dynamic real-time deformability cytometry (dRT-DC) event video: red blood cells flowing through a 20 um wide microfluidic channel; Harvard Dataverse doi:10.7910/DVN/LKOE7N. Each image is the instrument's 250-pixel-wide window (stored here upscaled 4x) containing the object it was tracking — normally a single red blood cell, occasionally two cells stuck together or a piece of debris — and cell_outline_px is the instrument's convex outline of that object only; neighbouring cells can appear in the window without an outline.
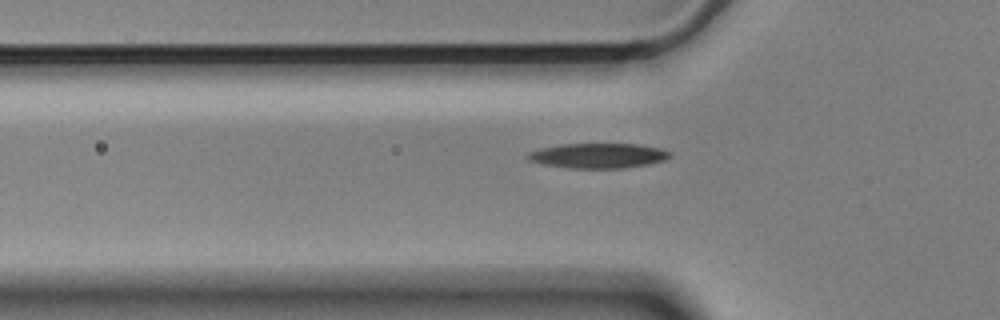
{"species": "Egyptian fruit bat (a non-hibernating species)", "species_latin": "Rousettus aegyptiacus", "temperature_condition": "cold", "stored_images_in_passage": 42, "camera_frame_rate_fps": 3000, "um_per_image_px": 0.085, "animal": {"sex": "male"}, "frame": {"image": 1, "passage_image": 10, "time_ms": 3.0, "image_size_px": [1000, 320], "cell_outline_px": [[672, 156], [664, 160], [652, 164], [624, 168], [568, 168], [544, 164], [528, 160], [524, 156], [528, 152], [540, 148], [560, 144], [640, 144], [660, 148], [672, 152]], "centroid_in_image_um": [50.86, 13.23], "position_along_channel_um": 74.9, "area_um2": 20.92}}
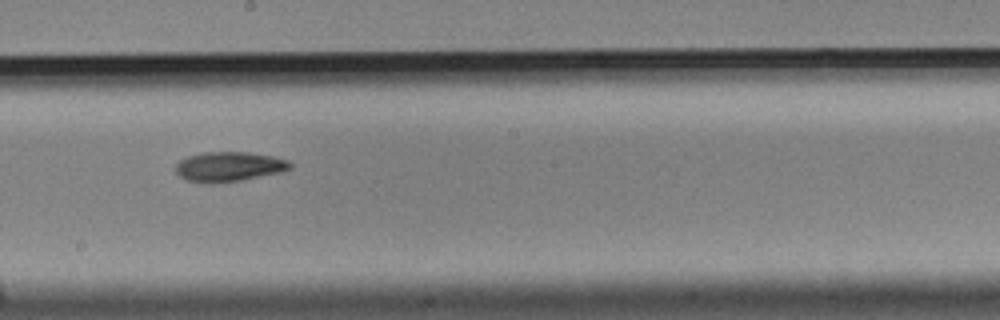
{"frame": {"image": 2, "passage_image": 23, "time_ms": 7.333, "image_size_px": [1000, 320], "cell_outline_px": [[292, 168], [280, 172], [240, 180], [212, 184], [208, 184], [184, 180], [176, 172], [176, 164], [180, 160], [188, 156], [204, 152], [248, 152], [272, 156], [288, 160], [292, 164]], "centroid_in_image_um": [19.44, 14.17], "position_along_channel_um": 228.8, "area_um2": 19.88}}
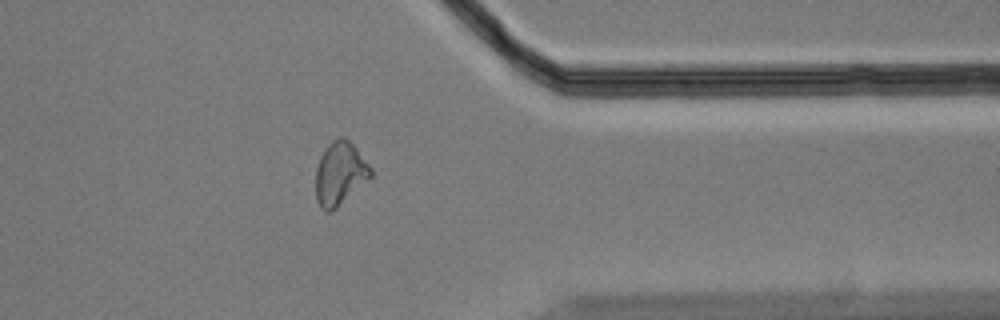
{"frame": {"image": 3, "passage_image": 37, "time_ms": 12.0, "image_size_px": [1000, 320], "cell_outline_px": [[372, 176], [332, 212], [328, 212], [320, 208], [316, 200], [316, 168], [320, 156], [328, 144], [336, 136], [344, 136], [356, 148], [372, 168]], "centroid_in_image_um": [28.88, 14.74], "position_along_channel_um": 382.5, "area_um2": 20.35}}